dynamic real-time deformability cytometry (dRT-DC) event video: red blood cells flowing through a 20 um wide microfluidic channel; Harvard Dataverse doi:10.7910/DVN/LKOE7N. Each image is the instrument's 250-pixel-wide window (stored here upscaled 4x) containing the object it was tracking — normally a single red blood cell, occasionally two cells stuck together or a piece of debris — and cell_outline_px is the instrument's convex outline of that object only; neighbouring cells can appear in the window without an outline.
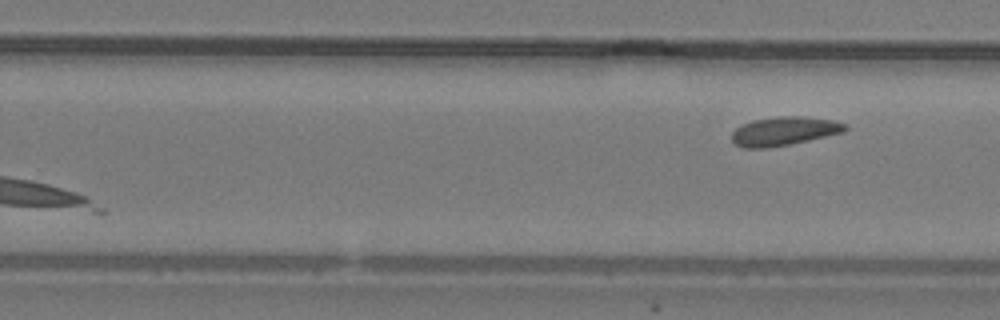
{"species": "common noctule bat (a hibernating species)", "species_latin": "Nyctalus noctula", "temperature_condition": "warm", "stored_images_in_passage": 15, "segment_of_instrument_passage": [2, 2], "camera_frame_rate_fps": 3000, "um_per_image_px": 0.085, "animal": {"sex": "male", "body_mass_g": 19.2, "forearm_length_mm": 51.8}, "frame": {"image": 1, "passage_image": 15, "time_ms": 4.667, "image_size_px": [1000, 320], "cell_outline_px": [[848, 128], [844, 132], [808, 140], [768, 148], [744, 148], [732, 144], [732, 132], [740, 124], [752, 120], [780, 116], [800, 116], [832, 120], [848, 124]], "centroid_in_image_um": [66.61, 11.14], "position_along_channel_um": 263.2, "area_um2": 19.07}}